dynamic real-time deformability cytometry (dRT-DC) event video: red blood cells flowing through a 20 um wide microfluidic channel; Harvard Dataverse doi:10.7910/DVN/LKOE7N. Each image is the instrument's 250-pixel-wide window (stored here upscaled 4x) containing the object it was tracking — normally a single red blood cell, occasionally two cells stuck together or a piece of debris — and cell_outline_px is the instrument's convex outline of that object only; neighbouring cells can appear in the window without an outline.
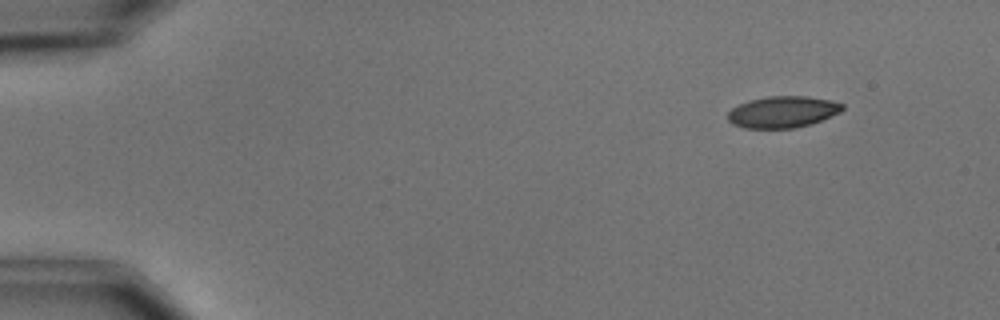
{"species": "common noctule bat (a hibernating species)", "species_latin": "Nyctalus noctula", "temperature_condition": "cold", "stored_images_in_passage": 3, "camera_frame_rate_fps": 3000, "um_per_image_px": 0.085, "animal": {"sex": "male", "body_mass_g": 15.6}, "frame": {"image": 1, "passage_image": 3, "time_ms": 2.333, "image_size_px": [1000, 320], "cell_outline_px": [[844, 108], [840, 112], [812, 124], [796, 128], [744, 128], [732, 124], [728, 120], [728, 112], [732, 108], [748, 100], [768, 96], [808, 96], [828, 100], [844, 104]], "centroid_in_image_um": [66.52, 9.52], "position_along_channel_um": 18.5, "area_um2": 21.1}}